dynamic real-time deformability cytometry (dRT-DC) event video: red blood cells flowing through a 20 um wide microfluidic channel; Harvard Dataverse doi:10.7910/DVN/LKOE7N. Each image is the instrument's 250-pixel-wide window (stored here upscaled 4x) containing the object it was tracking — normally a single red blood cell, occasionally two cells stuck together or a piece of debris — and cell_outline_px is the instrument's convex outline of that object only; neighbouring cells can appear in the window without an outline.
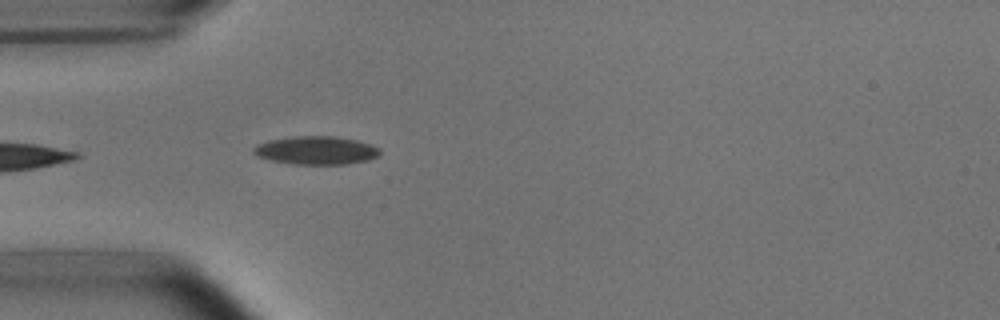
{"species": "common noctule bat (a hibernating species)", "species_latin": "Nyctalus noctula", "temperature_condition": "room temperature", "stored_images_in_passage": 24, "camera_frame_rate_fps": 3000, "um_per_image_px": 0.085, "animal": {"sex": "male", "body_mass_g": 15.6}, "frame": {"image": 1, "passage_image": 1, "time_ms": 0.0, "image_size_px": [1000, 320], "cell_outline_px": [[380, 156], [368, 160], [344, 164], [296, 164], [272, 160], [256, 156], [252, 152], [252, 148], [256, 144], [268, 140], [292, 136], [336, 136], [356, 140], [380, 148]], "centroid_in_image_um": [26.85, 12.77], "position_along_channel_um": 58.2, "area_um2": 20.87}}